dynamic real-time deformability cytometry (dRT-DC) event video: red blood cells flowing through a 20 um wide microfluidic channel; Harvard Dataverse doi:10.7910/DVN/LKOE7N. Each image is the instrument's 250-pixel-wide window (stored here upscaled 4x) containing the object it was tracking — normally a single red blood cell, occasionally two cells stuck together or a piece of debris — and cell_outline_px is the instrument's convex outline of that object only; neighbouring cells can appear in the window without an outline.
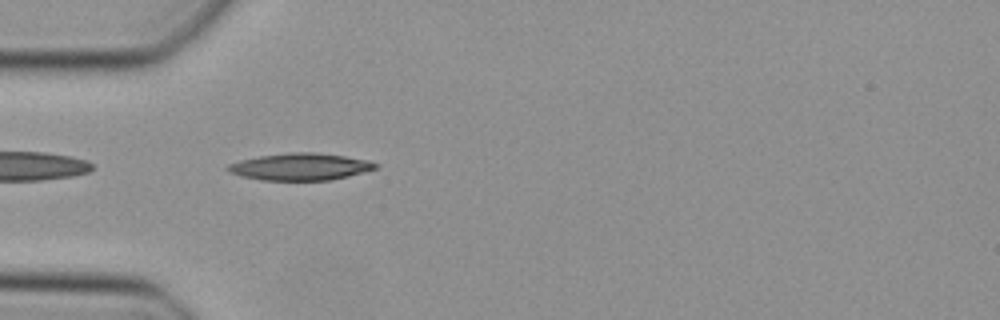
{"species": "Egyptian fruit bat (a non-hibernating species)", "species_latin": "Rousettus aegyptiacus", "temperature_condition": "cold", "stored_images_in_passage": 13, "camera_frame_rate_fps": 3000, "um_per_image_px": 0.085, "animal": {"sex": "female"}, "frame": {"image": 1, "passage_image": 1, "time_ms": 0.0, "image_size_px": [1000, 320], "cell_outline_px": [[380, 164], [376, 168], [364, 172], [332, 180], [260, 180], [240, 176], [232, 172], [228, 168], [228, 164], [240, 160], [260, 156], [292, 152], [316, 152], [344, 156], [368, 160]], "centroid_in_image_um": [25.56, 14.17], "position_along_channel_um": 59.4, "area_um2": 23.12}}
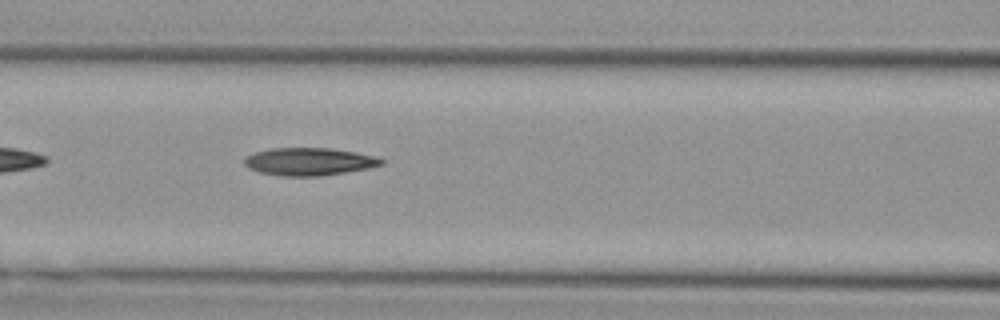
{"frame": {"image": 2, "passage_image": 7, "time_ms": 2.0, "image_size_px": [1000, 320], "cell_outline_px": [[384, 164], [368, 168], [320, 176], [280, 176], [260, 172], [248, 168], [244, 164], [244, 156], [256, 152], [272, 148], [328, 148], [356, 152], [376, 156], [384, 160]], "centroid_in_image_um": [26.26, 13.73], "position_along_channel_um": 140.3, "area_um2": 22.08}}
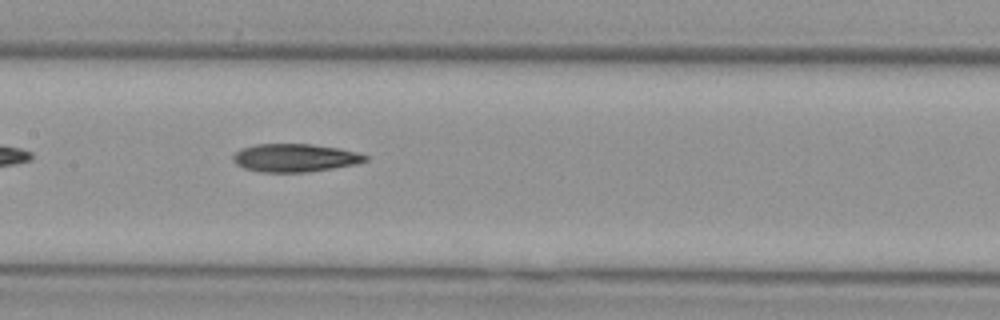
{"frame": {"image": 3, "passage_image": 10, "time_ms": 3.0, "image_size_px": [1000, 320], "cell_outline_px": [[368, 160], [356, 164], [308, 172], [260, 172], [244, 168], [236, 164], [232, 160], [232, 156], [240, 148], [256, 144], [312, 144], [340, 148], [356, 152], [368, 156]], "centroid_in_image_um": [25.05, 13.41], "position_along_channel_um": 182.4, "area_um2": 21.73}}